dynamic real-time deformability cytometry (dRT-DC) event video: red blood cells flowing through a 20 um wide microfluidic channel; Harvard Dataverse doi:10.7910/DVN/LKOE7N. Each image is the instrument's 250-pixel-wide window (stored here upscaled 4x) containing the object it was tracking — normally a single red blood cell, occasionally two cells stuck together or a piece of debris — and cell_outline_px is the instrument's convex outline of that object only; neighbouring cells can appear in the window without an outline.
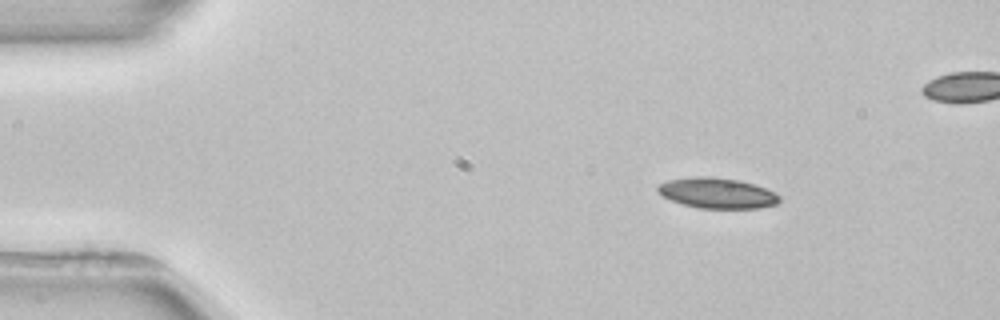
{"species": "common noctule bat (a hibernating species)", "species_latin": "Nyctalus noctula", "temperature_condition": "room temperature", "stored_images_in_passage": 3, "camera_frame_rate_fps": 3000, "um_per_image_px": 0.085, "animal": {"sex": "female", "body_mass_g": 22.7, "forearm_length_mm": 54.2}, "frame": {"image": 1, "passage_image": 1, "time_ms": 0.0, "image_size_px": [1000, 320], "cell_outline_px": [[780, 200], [776, 204], [756, 208], [700, 208], [684, 204], [672, 200], [664, 196], [656, 188], [660, 184], [668, 180], [696, 176], [708, 176], [736, 180], [756, 184], [780, 196]], "centroid_in_image_um": [60.97, 16.41], "position_along_channel_um": 24.0, "area_um2": 21.21}}